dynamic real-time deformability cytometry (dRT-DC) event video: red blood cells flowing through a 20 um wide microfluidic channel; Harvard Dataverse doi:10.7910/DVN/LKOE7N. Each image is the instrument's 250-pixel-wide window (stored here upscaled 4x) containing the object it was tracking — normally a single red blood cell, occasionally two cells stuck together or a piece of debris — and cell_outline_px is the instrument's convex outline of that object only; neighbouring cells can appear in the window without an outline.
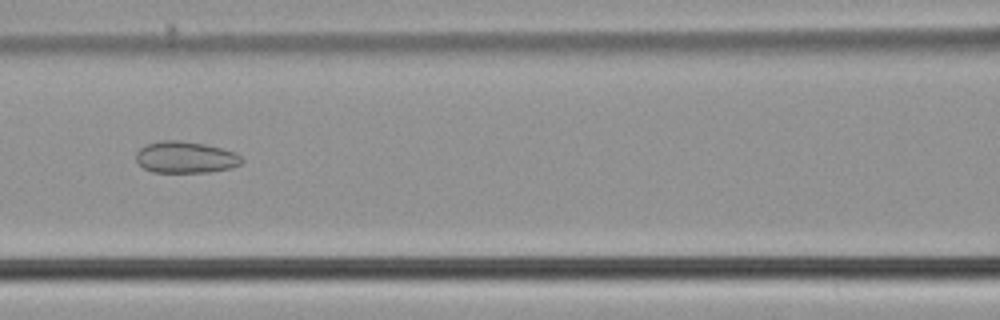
{"species": "common noctule bat (a hibernating species)", "species_latin": "Nyctalus noctula", "temperature_condition": "cold", "stored_images_in_passage": 51, "camera_frame_rate_fps": 3000, "um_per_image_px": 0.085, "animal": {"sex": "male", "body_mass_g": 21.5, "forearm_length_mm": 52.0}, "frame": {"image": 1, "passage_image": 25, "time_ms": 8.0, "image_size_px": [1000, 320], "cell_outline_px": [[244, 160], [240, 164], [228, 168], [208, 172], [152, 172], [144, 168], [136, 160], [136, 152], [140, 148], [148, 144], [160, 140], [180, 140], [204, 144], [224, 148], [236, 152]], "centroid_in_image_um": [15.77, 13.36], "position_along_channel_um": 150.8, "area_um2": 19.48}}
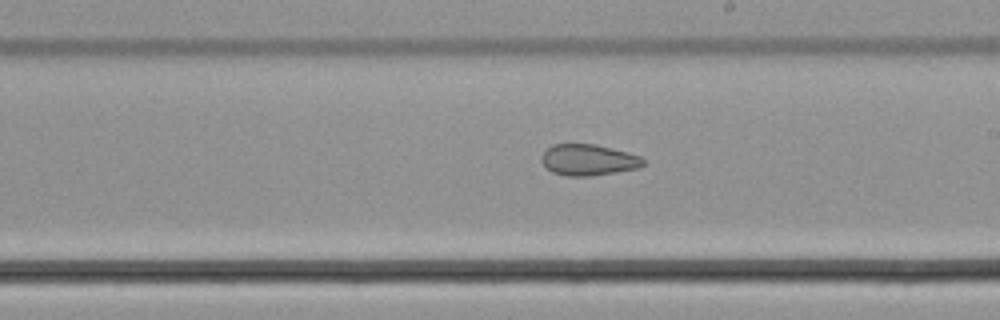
{"frame": {"image": 2, "passage_image": 32, "time_ms": 10.333, "image_size_px": [1000, 320], "cell_outline_px": [[644, 164], [636, 168], [616, 172], [592, 176], [564, 176], [552, 172], [540, 160], [540, 156], [552, 144], [596, 144], [628, 152], [640, 156], [644, 160]], "centroid_in_image_um": [49.99, 13.59], "position_along_channel_um": 239.0, "area_um2": 18.5}}
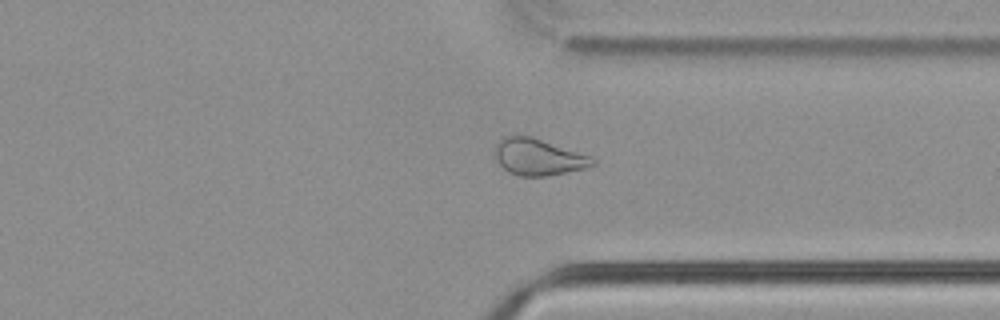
{"frame": {"image": 3, "passage_image": 42, "time_ms": 13.667, "image_size_px": [1000, 320], "cell_outline_px": [[596, 164], [588, 168], [548, 176], [520, 176], [508, 172], [500, 164], [496, 156], [496, 144], [500, 136], [532, 136], [588, 156], [596, 160]], "centroid_in_image_um": [45.75, 13.35], "position_along_channel_um": 365.6, "area_um2": 20.63}}